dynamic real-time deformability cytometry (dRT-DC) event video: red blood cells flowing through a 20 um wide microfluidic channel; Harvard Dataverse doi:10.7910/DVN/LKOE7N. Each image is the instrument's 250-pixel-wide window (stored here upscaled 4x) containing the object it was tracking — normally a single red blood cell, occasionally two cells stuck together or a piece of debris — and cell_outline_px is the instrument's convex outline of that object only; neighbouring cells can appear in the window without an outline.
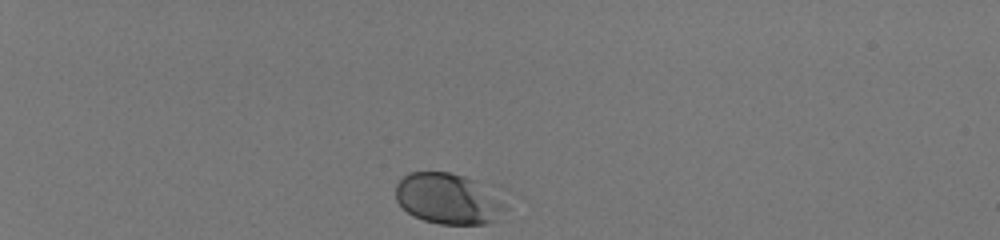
{"species": "human", "species_latin": "Homo sapiens", "temperature_condition": "room temperature", "stored_images_in_passage": 36, "camera_frame_rate_fps": 3000, "um_per_image_px": 0.085, "donor": {"sex": "male"}, "frame": {"image": 1, "passage_image": 1, "time_ms": 0.0, "image_size_px": [1000, 240], "cell_outline_px": [[508, 208], [496, 220], [484, 224], [440, 224], [424, 220], [408, 212], [396, 200], [396, 184], [408, 172], [448, 172], [500, 184], [504, 188], [508, 204]], "centroid_in_image_um": [38.34, 16.84], "position_along_channel_um": 46.7, "area_um2": 34.45}}
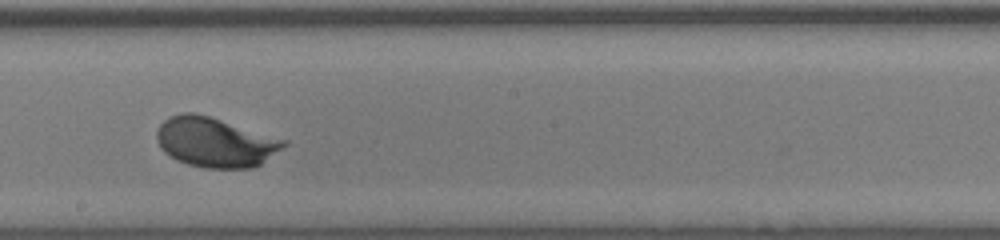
{"frame": {"image": 2, "passage_image": 21, "time_ms": 6.667, "image_size_px": [1000, 240], "cell_outline_px": [[288, 144], [260, 164], [252, 168], [204, 168], [188, 164], [176, 160], [164, 152], [160, 148], [156, 140], [156, 132], [160, 124], [168, 116], [180, 112], [192, 112], [208, 116], [288, 140]], "centroid_in_image_um": [18.26, 12.08], "position_along_channel_um": 229.9, "area_um2": 36.88}}
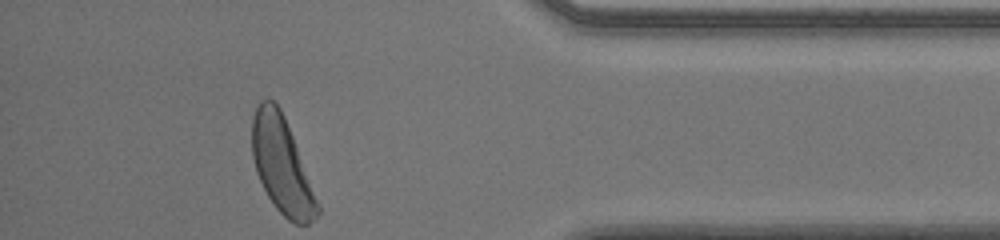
{"frame": {"image": 3, "passage_image": 36, "time_ms": 11.667, "image_size_px": [1000, 240], "cell_outline_px": [[320, 212], [308, 224], [296, 224], [288, 220], [276, 208], [268, 196], [256, 172], [252, 156], [252, 116], [256, 104], [260, 100], [268, 96], [276, 100], [284, 116], [320, 204]], "centroid_in_image_um": [23.94, 14.0], "position_along_channel_um": 411.3, "area_um2": 36.76}, "authors_computed_cell_mechanics": {"area_um2": 34.391, "velocity_mm_per_s": 3.9893, "shape_relaxation_time_tau1_ms": 1.9388, "shape_relaxation_time_tau2_ms": null, "deformation_change_tau1": 0.1032, "deformation_change_tau2": null}}